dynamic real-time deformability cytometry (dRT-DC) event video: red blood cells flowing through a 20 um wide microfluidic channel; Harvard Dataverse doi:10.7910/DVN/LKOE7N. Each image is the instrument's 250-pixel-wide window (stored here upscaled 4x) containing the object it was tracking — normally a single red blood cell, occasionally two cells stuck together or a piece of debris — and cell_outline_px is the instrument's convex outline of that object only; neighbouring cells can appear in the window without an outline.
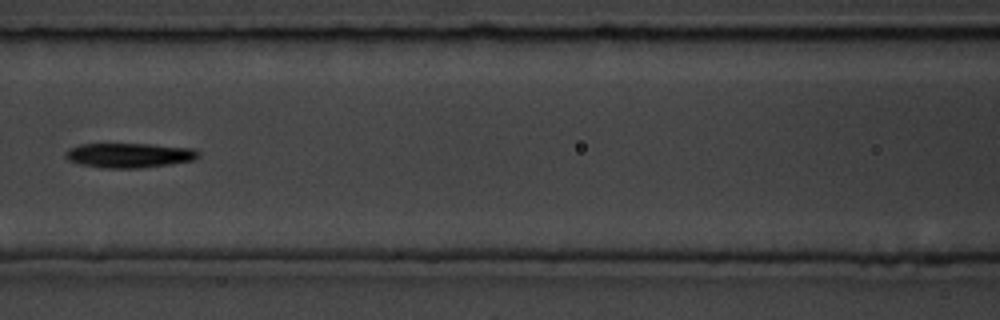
{"species": "common noctule bat (a hibernating species)", "species_latin": "Nyctalus noctula", "temperature_condition": "room temperature", "stored_images_in_passage": 7, "camera_frame_rate_fps": 3000, "um_per_image_px": 0.085, "animal": {"sex": "male", "body_mass_g": 19.5, "forearm_length_mm": 54.6}, "frame": {"image": 1, "passage_image": 6, "time_ms": 6.333, "image_size_px": [1000, 320], "cell_outline_px": [[200, 156], [192, 160], [168, 164], [140, 168], [100, 168], [80, 164], [68, 160], [64, 156], [64, 152], [80, 144], [148, 144], [192, 148], [200, 152]], "centroid_in_image_um": [10.96, 13.2], "position_along_channel_um": 155.6, "area_um2": 19.02}}